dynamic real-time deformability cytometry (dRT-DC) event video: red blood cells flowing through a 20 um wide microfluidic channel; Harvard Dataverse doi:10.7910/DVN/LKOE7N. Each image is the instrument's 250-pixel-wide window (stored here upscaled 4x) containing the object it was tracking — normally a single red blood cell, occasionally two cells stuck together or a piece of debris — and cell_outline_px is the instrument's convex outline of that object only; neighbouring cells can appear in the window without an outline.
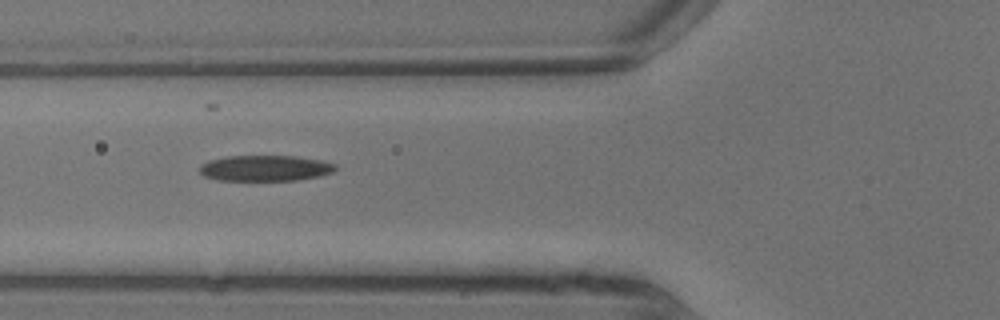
{"species": "common noctule bat (a hibernating species)", "species_latin": "Nyctalus noctula", "temperature_condition": "warm", "stored_images_in_passage": 8, "segment_of_instrument_passage": [2, 2], "camera_frame_rate_fps": 3000, "um_per_image_px": 0.085, "animal": {"sex": "male", "body_mass_g": 13.3}, "frame": {"image": 1, "passage_image": 7, "time_ms": 2.0, "image_size_px": [1000, 320], "cell_outline_px": [[336, 168], [332, 172], [320, 176], [296, 180], [216, 180], [204, 176], [200, 172], [200, 164], [208, 160], [224, 156], [296, 156], [320, 160], [336, 164]], "centroid_in_image_um": [22.51, 14.29], "position_along_channel_um": 103.3, "area_um2": 20.46}}
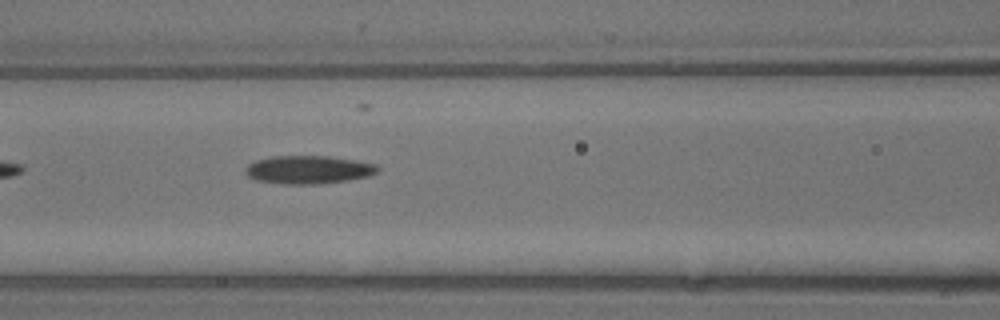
{"frame": {"image": 2, "passage_image": 8, "time_ms": 2.333, "image_size_px": [1000, 320], "cell_outline_px": [[380, 168], [376, 172], [368, 176], [348, 180], [316, 184], [284, 184], [256, 180], [248, 176], [244, 172], [244, 168], [248, 164], [256, 160], [272, 156], [328, 156], [356, 160], [376, 164]], "centroid_in_image_um": [26.19, 14.42], "position_along_channel_um": 140.4, "area_um2": 21.73}}